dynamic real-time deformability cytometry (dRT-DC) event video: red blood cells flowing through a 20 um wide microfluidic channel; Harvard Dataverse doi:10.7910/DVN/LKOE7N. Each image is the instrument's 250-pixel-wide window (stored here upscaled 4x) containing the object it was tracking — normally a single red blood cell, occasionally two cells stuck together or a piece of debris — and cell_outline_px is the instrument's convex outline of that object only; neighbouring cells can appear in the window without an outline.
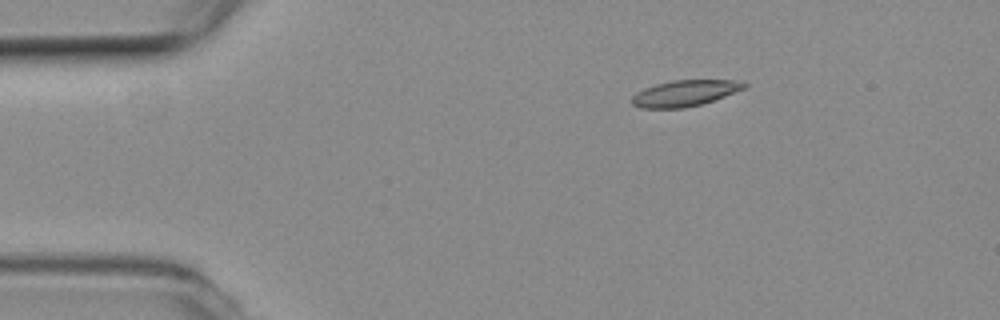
{"species": "common noctule bat (a hibernating species)", "species_latin": "Nyctalus noctula", "temperature_condition": "room temperature", "stored_images_in_passage": 46, "camera_frame_rate_fps": 3000, "um_per_image_px": 0.085, "animal": {"sex": "female", "body_mass_g": 19.3, "forearm_length_mm": 54.1}, "frame": {"image": 1, "passage_image": 1, "time_ms": 0.0, "image_size_px": [1000, 320], "cell_outline_px": [[748, 84], [744, 88], [724, 96], [700, 104], [684, 108], [640, 108], [632, 104], [632, 96], [636, 92], [644, 88], [656, 84], [672, 80], [736, 80]], "centroid_in_image_um": [58.16, 7.92], "position_along_channel_um": 26.8, "area_um2": 16.88}}
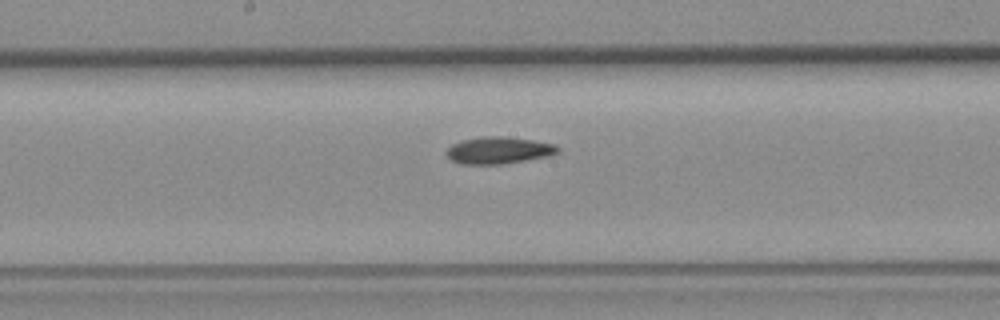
{"frame": {"image": 2, "passage_image": 20, "time_ms": 6.333, "image_size_px": [1000, 320], "cell_outline_px": [[560, 152], [548, 156], [500, 164], [460, 164], [452, 160], [448, 156], [448, 148], [452, 144], [464, 140], [480, 136], [504, 136], [532, 140], [552, 144], [560, 148]], "centroid_in_image_um": [42.39, 12.77], "position_along_channel_um": 205.8, "area_um2": 17.22}}
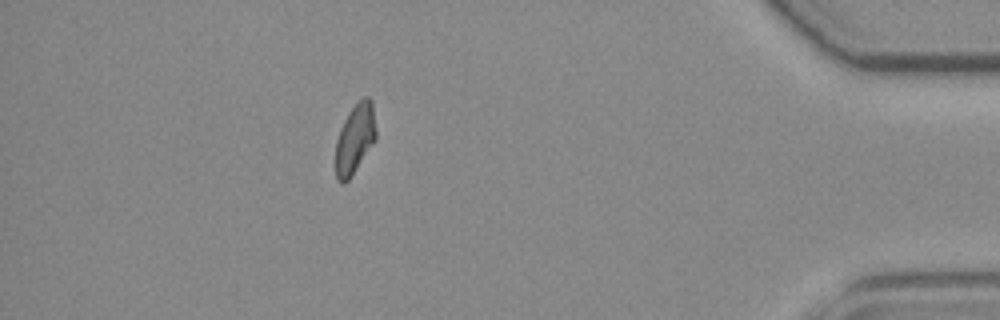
{"frame": {"image": 3, "passage_image": 40, "time_ms": 13.0, "image_size_px": [1000, 320], "cell_outline_px": [[376, 140], [348, 180], [344, 184], [340, 184], [336, 180], [336, 140], [340, 128], [348, 112], [364, 96], [368, 96], [372, 100], [376, 132]], "centroid_in_image_um": [30.17, 11.8], "position_along_channel_um": 405.0, "area_um2": 16.42}}